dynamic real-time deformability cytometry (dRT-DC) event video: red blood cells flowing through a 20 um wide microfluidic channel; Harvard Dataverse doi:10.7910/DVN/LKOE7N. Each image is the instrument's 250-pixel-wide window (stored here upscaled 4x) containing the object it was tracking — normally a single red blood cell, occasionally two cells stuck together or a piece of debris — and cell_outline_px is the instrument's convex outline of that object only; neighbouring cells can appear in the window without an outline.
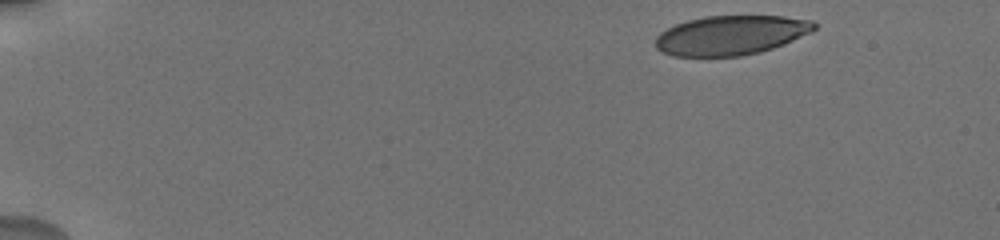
{"species": "human", "species_latin": "Homo sapiens", "temperature_condition": "cold", "stored_images_in_passage": 26, "camera_frame_rate_fps": 3000, "um_per_image_px": 0.085, "donor": {"sex": "male"}, "frame": {"image": 1, "passage_image": 1, "time_ms": 0.0, "image_size_px": [1000, 240], "cell_outline_px": [[816, 28], [812, 32], [784, 44], [760, 52], [740, 56], [672, 56], [660, 52], [656, 48], [656, 36], [660, 32], [676, 24], [688, 20], [704, 16], [784, 16], [812, 20], [816, 24]], "centroid_in_image_um": [62.12, 2.99], "position_along_channel_um": 22.9, "area_um2": 36.59}}
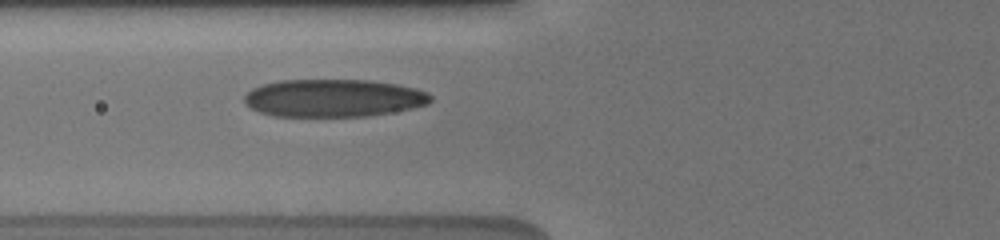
{"frame": {"image": 2, "passage_image": 9, "time_ms": 5.333, "image_size_px": [1000, 240], "cell_outline_px": [[432, 100], [428, 104], [412, 108], [368, 116], [272, 116], [260, 112], [244, 104], [244, 96], [252, 88], [264, 84], [280, 80], [368, 80], [396, 84], [416, 88], [428, 92], [432, 96]], "centroid_in_image_um": [28.35, 8.33], "position_along_channel_um": 97.5, "area_um2": 40.98}}
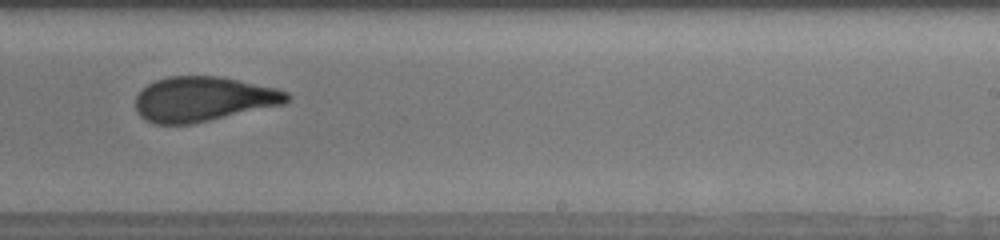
{"frame": {"image": 3, "passage_image": 17, "time_ms": 10.0, "image_size_px": [1000, 240], "cell_outline_px": [[292, 96], [284, 104], [192, 124], [156, 124], [144, 120], [136, 112], [136, 96], [148, 84], [156, 80], [168, 76], [220, 76], [276, 88], [288, 92]], "centroid_in_image_um": [17.27, 8.42], "position_along_channel_um": 271.7, "area_um2": 39.54}, "authors_computed_cell_mechanics": {"area_um2": 39.7664, "velocity_mm_per_s": 3.7393, "shape_relaxation_time_tau1_ms": 3.8247, "shape_relaxation_time_tau2_ms": 1.4512, "deformation_change_tau1": 0.1527, "deformation_change_tau2": 0.0829}}